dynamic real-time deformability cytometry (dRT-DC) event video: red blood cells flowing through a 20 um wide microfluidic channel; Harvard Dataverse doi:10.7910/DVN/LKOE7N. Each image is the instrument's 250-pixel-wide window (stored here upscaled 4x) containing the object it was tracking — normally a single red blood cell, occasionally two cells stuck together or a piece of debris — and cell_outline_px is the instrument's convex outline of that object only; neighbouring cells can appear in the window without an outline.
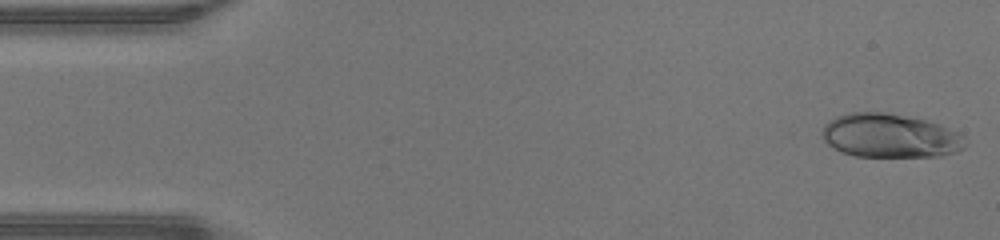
{"species": "human", "species_latin": "Homo sapiens", "temperature_condition": "warm", "stored_images_in_passage": 46, "camera_frame_rate_fps": 3000, "um_per_image_px": 0.085, "donor": {"sex": "male"}, "frame": {"image": 1, "passage_image": 1, "time_ms": 0.0, "image_size_px": [1000, 240], "cell_outline_px": [[964, 144], [956, 152], [940, 156], [856, 156], [840, 152], [828, 144], [824, 140], [824, 124], [828, 120], [836, 116], [852, 112], [888, 112], [924, 120], [940, 124], [964, 136]], "centroid_in_image_um": [75.62, 11.53], "position_along_channel_um": 9.4, "area_um2": 36.3}}
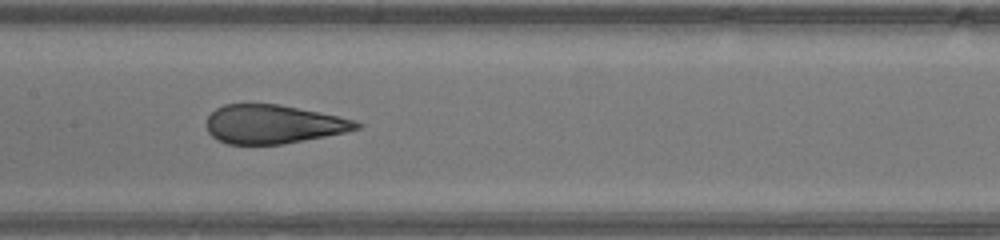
{"frame": {"image": 2, "passage_image": 22, "time_ms": 7.0, "image_size_px": [1000, 240], "cell_outline_px": [[364, 124], [360, 128], [344, 132], [284, 144], [228, 144], [216, 140], [208, 132], [204, 124], [208, 116], [216, 108], [224, 104], [280, 104], [356, 120]], "centroid_in_image_um": [23.18, 10.56], "position_along_channel_um": 184.2, "area_um2": 33.93}}
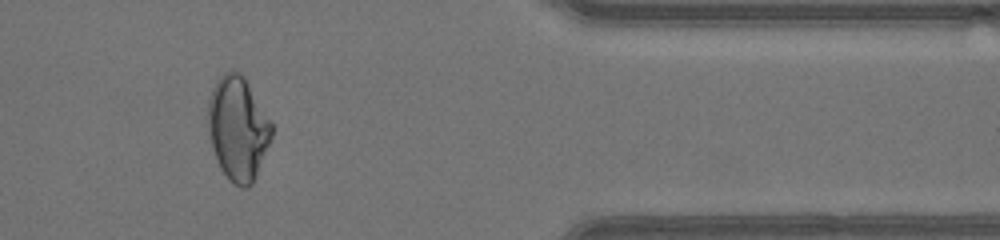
{"frame": {"image": 3, "passage_image": 38, "time_ms": 12.333, "image_size_px": [1000, 240], "cell_outline_px": [[272, 136], [252, 184], [248, 188], [240, 188], [220, 168], [212, 148], [208, 132], [208, 100], [212, 88], [216, 80], [224, 72], [240, 72], [244, 76], [272, 124]], "centroid_in_image_um": [20.2, 10.9], "position_along_channel_um": 391.2, "area_um2": 38.03}}